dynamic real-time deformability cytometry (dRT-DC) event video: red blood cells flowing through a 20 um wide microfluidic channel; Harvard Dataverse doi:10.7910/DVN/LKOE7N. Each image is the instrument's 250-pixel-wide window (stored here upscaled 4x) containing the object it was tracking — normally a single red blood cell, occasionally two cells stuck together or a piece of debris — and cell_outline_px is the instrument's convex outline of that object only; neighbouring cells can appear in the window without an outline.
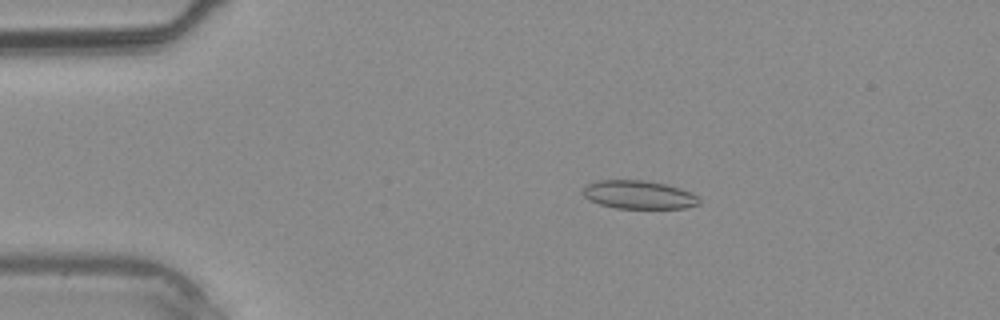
{"species": "common noctule bat (a hibernating species)", "species_latin": "Nyctalus noctula", "temperature_condition": "warm", "stored_images_in_passage": 3, "camera_frame_rate_fps": 3000, "um_per_image_px": 0.085, "animal": {"sex": "male", "body_mass_g": 20.4}, "frame": {"image": 1, "passage_image": 2, "time_ms": 2.0, "image_size_px": [1000, 320], "cell_outline_px": [[700, 204], [684, 208], [616, 208], [600, 204], [588, 200], [580, 192], [584, 184], [596, 180], [644, 180], [664, 184], [680, 188], [692, 192], [700, 200]], "centroid_in_image_um": [54.23, 16.54], "position_along_channel_um": 30.8, "area_um2": 19.42}}